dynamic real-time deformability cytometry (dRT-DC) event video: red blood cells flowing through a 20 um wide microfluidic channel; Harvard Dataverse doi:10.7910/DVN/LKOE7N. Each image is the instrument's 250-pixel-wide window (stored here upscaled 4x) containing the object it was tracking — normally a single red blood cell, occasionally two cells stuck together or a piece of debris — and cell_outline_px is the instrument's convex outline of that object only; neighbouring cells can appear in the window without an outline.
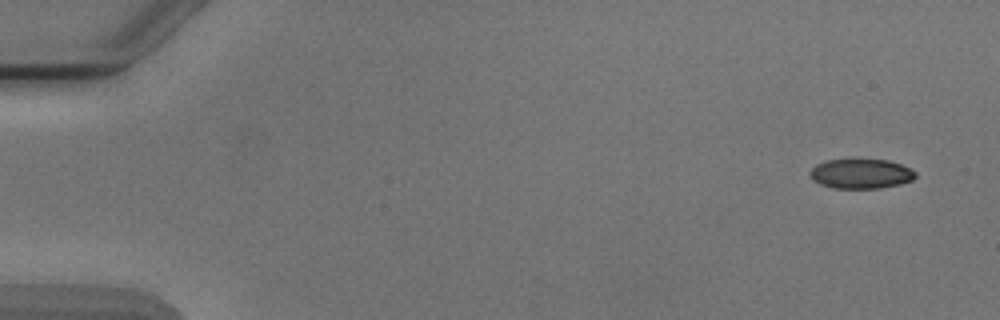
{"species": "Egyptian fruit bat (a non-hibernating species)", "species_latin": "Rousettus aegyptiacus", "temperature_condition": "cold", "stored_images_in_passage": 4, "camera_frame_rate_fps": 3000, "um_per_image_px": 0.085, "animal": {"sex": "male"}, "frame": {"image": 1, "passage_image": 1, "time_ms": 0.0, "image_size_px": [1000, 320], "cell_outline_px": [[916, 176], [912, 180], [900, 184], [880, 188], [832, 188], [820, 184], [812, 180], [808, 172], [816, 164], [824, 160], [852, 156], [888, 160], [900, 164], [916, 172]], "centroid_in_image_um": [73.12, 14.71], "position_along_channel_um": 11.9, "area_um2": 19.13}}
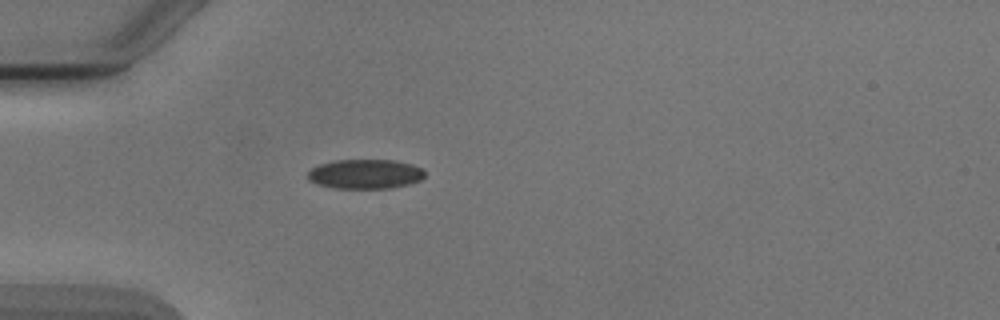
{"frame": {"image": 2, "passage_image": 4, "time_ms": 4.333, "image_size_px": [1000, 320], "cell_outline_px": [[424, 176], [420, 180], [408, 184], [392, 188], [336, 188], [320, 184], [308, 180], [308, 172], [312, 168], [320, 164], [336, 160], [396, 160], [412, 164], [424, 168]], "centroid_in_image_um": [31.08, 14.78], "position_along_channel_um": 53.9, "area_um2": 20.06}}